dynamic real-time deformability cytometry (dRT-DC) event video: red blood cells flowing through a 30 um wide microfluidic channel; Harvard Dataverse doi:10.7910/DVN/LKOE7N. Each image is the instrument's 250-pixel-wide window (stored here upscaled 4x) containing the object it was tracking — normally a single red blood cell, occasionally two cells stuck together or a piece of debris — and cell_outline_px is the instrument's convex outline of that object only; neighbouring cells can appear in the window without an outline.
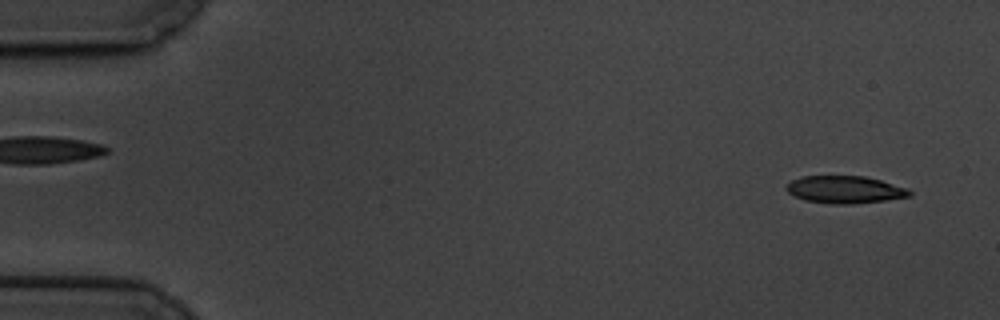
{"species": "common noctule bat (a hibernating species)", "species_latin": "Nyctalus noctula", "temperature_condition": "cold", "stored_images_in_passage": 59, "camera_frame_rate_fps": 3000, "um_per_image_px": 0.085, "animal": {"sex": "male", "body_mass_g": 19.5, "forearm_length_mm": 54.6}, "frame": {"image": 1, "passage_image": 3, "time_ms": 0.667, "image_size_px": [1000, 320], "cell_outline_px": [[912, 196], [884, 200], [852, 204], [832, 204], [804, 200], [788, 192], [784, 188], [792, 180], [800, 176], [864, 176], [880, 180], [908, 188], [912, 192]], "centroid_in_image_um": [71.82, 16.11], "position_along_channel_um": 13.2, "area_um2": 19.65}}
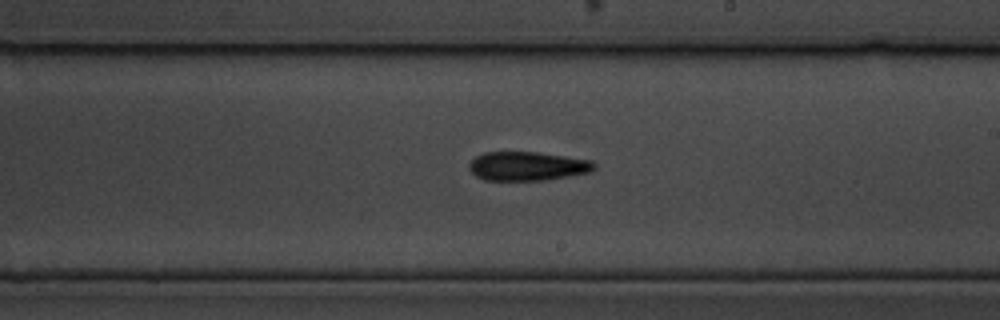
{"frame": {"image": 2, "passage_image": 34, "time_ms": 11.0, "image_size_px": [1000, 320], "cell_outline_px": [[596, 168], [588, 172], [548, 180], [484, 180], [476, 176], [468, 168], [468, 164], [476, 156], [484, 152], [536, 152], [592, 160], [596, 164]], "centroid_in_image_um": [44.81, 14.12], "position_along_channel_um": 244.2, "area_um2": 21.1}}
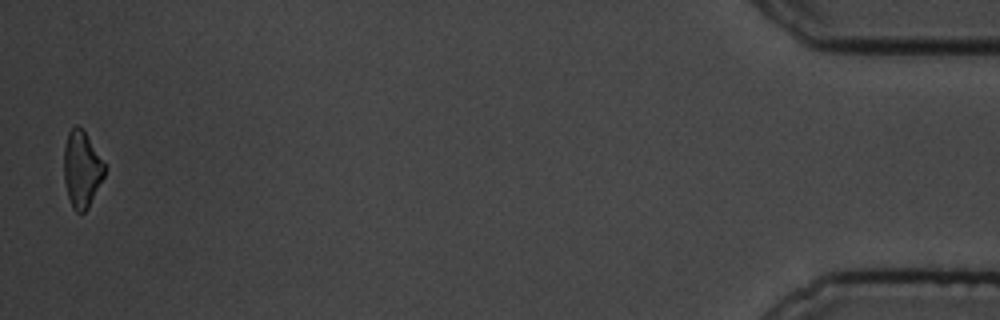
{"frame": {"image": 3, "passage_image": 58, "time_ms": 19.0, "image_size_px": [1000, 320], "cell_outline_px": [[104, 176], [88, 208], [84, 212], [76, 212], [72, 208], [68, 196], [64, 180], [64, 148], [68, 132], [76, 124], [84, 132], [104, 164]], "centroid_in_image_um": [6.92, 14.42], "position_along_channel_um": 428.3, "area_um2": 17.63}, "authors_computed_cell_mechanics": {"area_um2": 20.5768, "velocity_mm_per_s": 3.3859, "shape_relaxation_time_tau1_ms": 5.9155, "shape_relaxation_time_tau2_ms": null, "deformation_change_tau1": 0.1664, "deformation_change_tau2": null}}